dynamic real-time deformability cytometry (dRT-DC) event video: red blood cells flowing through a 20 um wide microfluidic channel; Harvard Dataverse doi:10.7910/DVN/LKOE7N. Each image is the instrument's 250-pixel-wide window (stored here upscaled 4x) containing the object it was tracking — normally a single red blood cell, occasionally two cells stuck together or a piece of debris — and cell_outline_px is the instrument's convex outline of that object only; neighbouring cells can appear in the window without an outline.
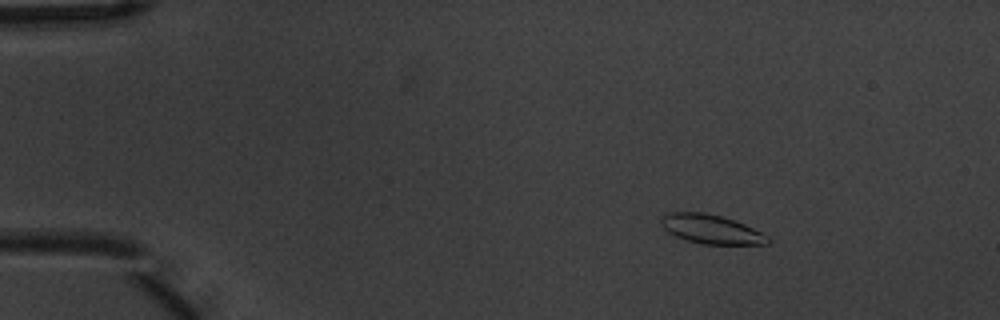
{"species": "common noctule bat (a hibernating species)", "species_latin": "Nyctalus noctula", "temperature_condition": "warm", "stored_images_in_passage": 9, "camera_frame_rate_fps": 3000, "um_per_image_px": 0.085, "animal": {"sex": "male", "body_mass_g": 20.1, "forearm_length_mm": 53.5}, "frame": {"image": 1, "passage_image": 2, "time_ms": 0.333, "image_size_px": [1000, 320], "cell_outline_px": [[772, 240], [768, 244], [700, 244], [676, 236], [668, 232], [664, 228], [660, 220], [668, 212], [704, 212], [720, 216], [744, 224], [768, 236]], "centroid_in_image_um": [60.45, 19.49], "position_along_channel_um": 24.5, "area_um2": 17.86}}
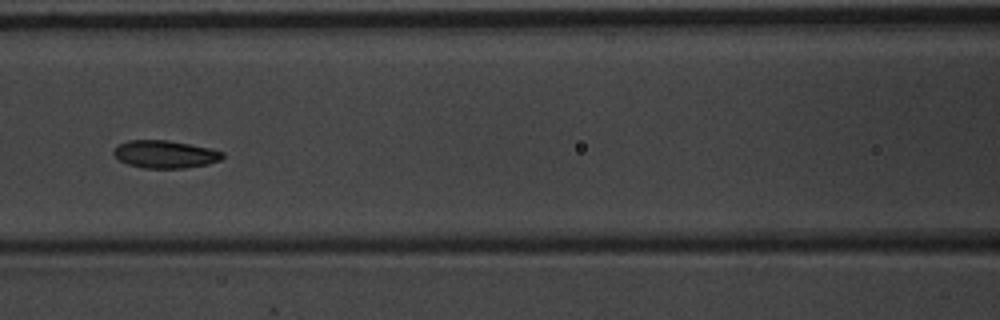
{"frame": {"image": 2, "passage_image": 6, "time_ms": 1.667, "image_size_px": [1000, 320], "cell_outline_px": [[224, 156], [220, 160], [208, 164], [184, 168], [144, 168], [128, 164], [120, 160], [112, 152], [120, 144], [128, 140], [168, 140], [208, 148], [224, 152]], "centroid_in_image_um": [14.04, 13.11], "position_along_channel_um": 152.6, "area_um2": 17.34}}
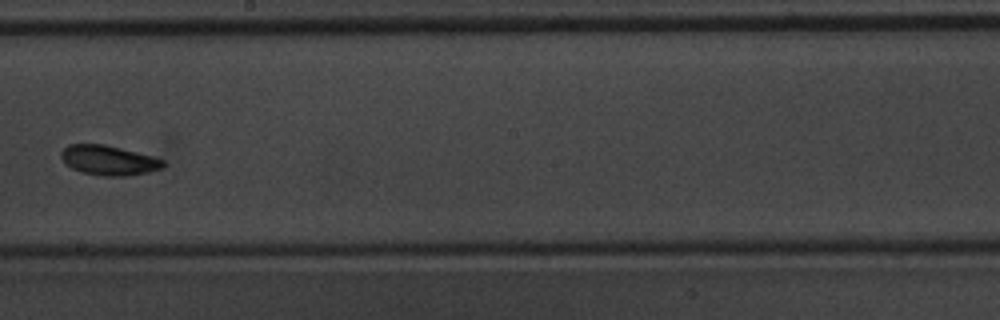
{"frame": {"image": 3, "passage_image": 8, "time_ms": 2.333, "image_size_px": [1000, 320], "cell_outline_px": [[164, 164], [160, 168], [148, 172], [128, 176], [100, 176], [80, 172], [72, 168], [60, 156], [60, 152], [68, 144], [104, 144], [152, 156], [164, 160]], "centroid_in_image_um": [9.22, 13.63], "position_along_channel_um": 239.0, "area_um2": 17.57}}